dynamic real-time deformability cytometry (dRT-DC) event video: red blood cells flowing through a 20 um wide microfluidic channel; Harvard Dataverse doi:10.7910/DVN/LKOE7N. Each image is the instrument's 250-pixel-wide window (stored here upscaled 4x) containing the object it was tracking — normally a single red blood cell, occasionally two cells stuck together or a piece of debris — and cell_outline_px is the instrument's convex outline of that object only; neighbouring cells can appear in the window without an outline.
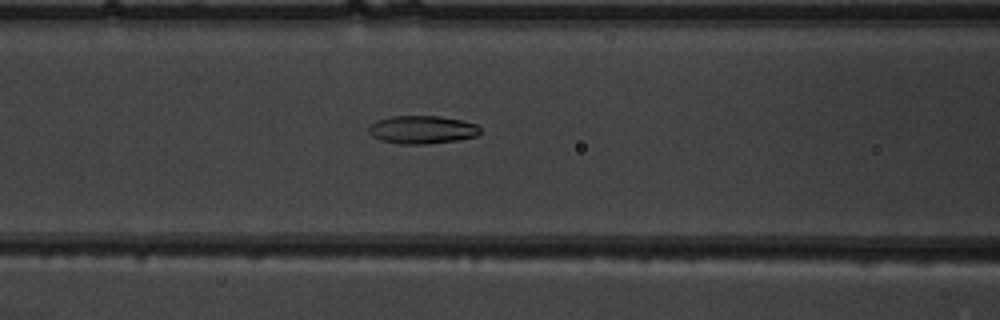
{"species": "common noctule bat (a hibernating species)", "species_latin": "Nyctalus noctula", "temperature_condition": "warm", "stored_images_in_passage": 51, "camera_frame_rate_fps": 3000, "um_per_image_px": 0.085, "animal": {"sex": "male", "body_mass_g": 19.5, "forearm_length_mm": 54.6}, "frame": {"image": 1, "passage_image": 22, "time_ms": 7.0, "image_size_px": [1000, 320], "cell_outline_px": [[480, 132], [476, 136], [456, 140], [424, 144], [404, 144], [380, 140], [372, 136], [368, 132], [368, 128], [376, 120], [388, 116], [440, 116], [464, 120], [476, 124], [480, 128]], "centroid_in_image_um": [35.87, 11.01], "position_along_channel_um": 130.7, "area_um2": 18.26}}
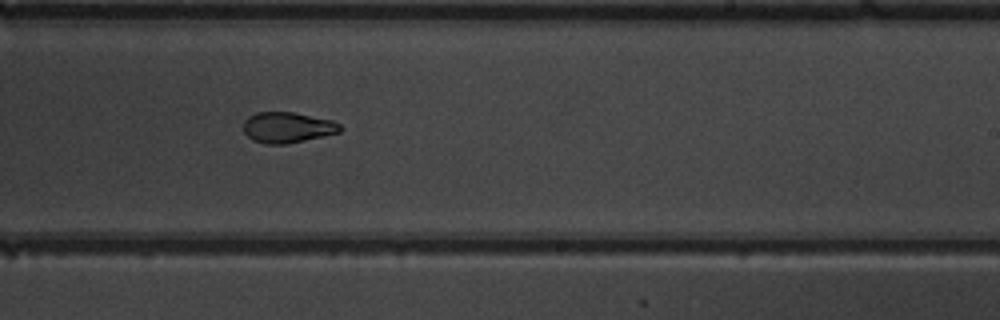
{"frame": {"image": 2, "passage_image": 32, "time_ms": 10.333, "image_size_px": [1000, 320], "cell_outline_px": [[344, 128], [340, 132], [304, 140], [284, 144], [264, 144], [252, 140], [244, 132], [244, 120], [248, 116], [256, 112], [292, 112], [332, 120], [340, 124]], "centroid_in_image_um": [24.42, 10.83], "position_along_channel_um": 264.6, "area_um2": 17.28}}
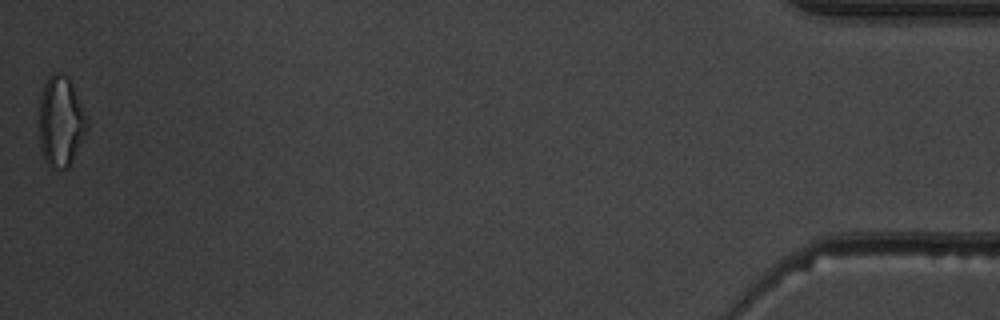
{"frame": {"image": 3, "passage_image": 51, "time_ms": 16.667, "image_size_px": [1000, 320], "cell_outline_px": [[88, 128], [68, 168], [64, 168], [48, 164], [44, 160], [40, 148], [40, 96], [44, 84], [48, 76], [52, 72], [60, 72], [68, 76], [88, 116]], "centroid_in_image_um": [5.18, 10.26], "position_along_channel_um": 430.0, "area_um2": 25.2}, "authors_computed_cell_mechanics": {"area_um2": 19.652, "velocity_mm_per_s": 4.0265, "shape_relaxation_time_tau1_ms": null, "shape_relaxation_time_tau2_ms": 2.4528, "deformation_change_tau1": null, "deformation_change_tau2": 0.088}}